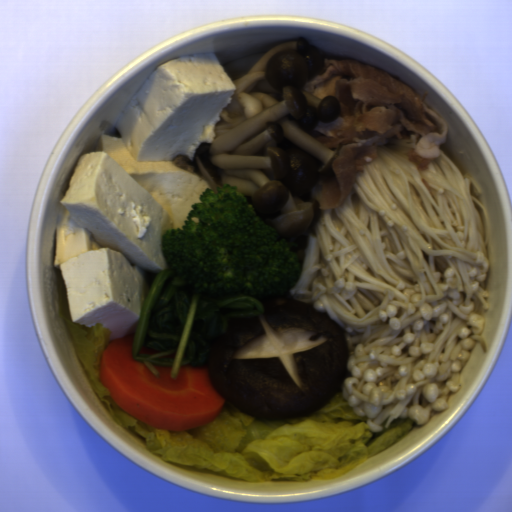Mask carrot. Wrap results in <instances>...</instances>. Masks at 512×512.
Listing matches in <instances>:
<instances>
[{
  "mask_svg": "<svg viewBox=\"0 0 512 512\" xmlns=\"http://www.w3.org/2000/svg\"><path fill=\"white\" fill-rule=\"evenodd\" d=\"M133 335L113 339L103 350L98 369L108 397L122 410L156 428L183 432L206 426L217 419L226 399L202 366H155L154 375L134 361Z\"/></svg>",
  "mask_w": 512,
  "mask_h": 512,
  "instance_id": "1",
  "label": "carrot"
},
{
  "mask_svg": "<svg viewBox=\"0 0 512 512\" xmlns=\"http://www.w3.org/2000/svg\"><path fill=\"white\" fill-rule=\"evenodd\" d=\"M159 352H162V351H159L157 349H154L152 347H145V346H141L138 354H141V355H153V354H157Z\"/></svg>",
  "mask_w": 512,
  "mask_h": 512,
  "instance_id": "2",
  "label": "carrot"
}]
</instances>
